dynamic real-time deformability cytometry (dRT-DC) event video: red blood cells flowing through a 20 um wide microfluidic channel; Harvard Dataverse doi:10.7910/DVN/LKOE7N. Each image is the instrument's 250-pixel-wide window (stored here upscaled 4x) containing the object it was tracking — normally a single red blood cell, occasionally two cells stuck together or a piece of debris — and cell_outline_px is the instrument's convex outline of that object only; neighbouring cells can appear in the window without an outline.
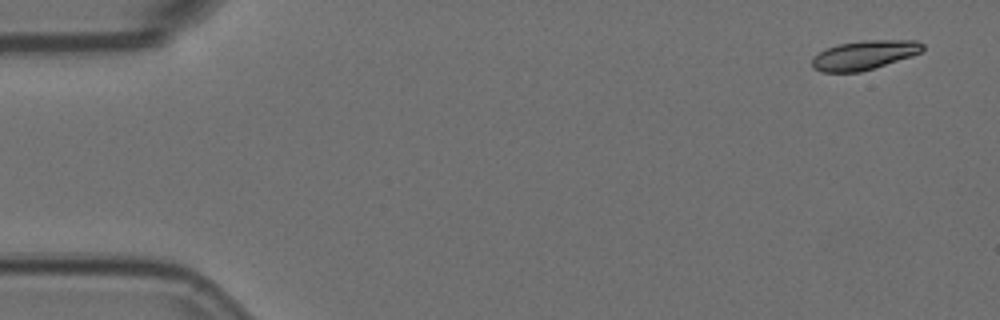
{"species": "Egyptian fruit bat (a non-hibernating species)", "species_latin": "Rousettus aegyptiacus", "temperature_condition": "room temperature", "stored_images_in_passage": 4, "camera_frame_rate_fps": 3000, "um_per_image_px": 0.085, "animal": {"sex": "female"}, "frame": {"image": 1, "passage_image": 1, "time_ms": 0.0, "image_size_px": [1000, 320], "cell_outline_px": [[924, 48], [920, 52], [912, 56], [860, 72], [820, 72], [812, 68], [812, 56], [828, 48], [840, 44], [864, 40], [916, 40], [924, 44]], "centroid_in_image_um": [73.45, 4.68], "position_along_channel_um": 11.5, "area_um2": 18.73}}
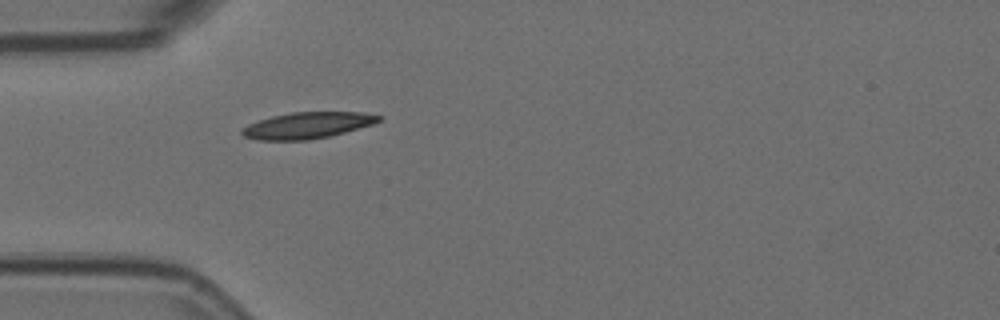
{"frame": {"image": 2, "passage_image": 4, "time_ms": 1.0, "image_size_px": [1000, 320], "cell_outline_px": [[384, 116], [380, 120], [372, 124], [332, 136], [308, 140], [256, 140], [244, 136], [240, 132], [240, 128], [248, 124], [272, 116], [292, 112], [364, 112]], "centroid_in_image_um": [26.12, 10.66], "position_along_channel_um": 58.9, "area_um2": 21.1}}